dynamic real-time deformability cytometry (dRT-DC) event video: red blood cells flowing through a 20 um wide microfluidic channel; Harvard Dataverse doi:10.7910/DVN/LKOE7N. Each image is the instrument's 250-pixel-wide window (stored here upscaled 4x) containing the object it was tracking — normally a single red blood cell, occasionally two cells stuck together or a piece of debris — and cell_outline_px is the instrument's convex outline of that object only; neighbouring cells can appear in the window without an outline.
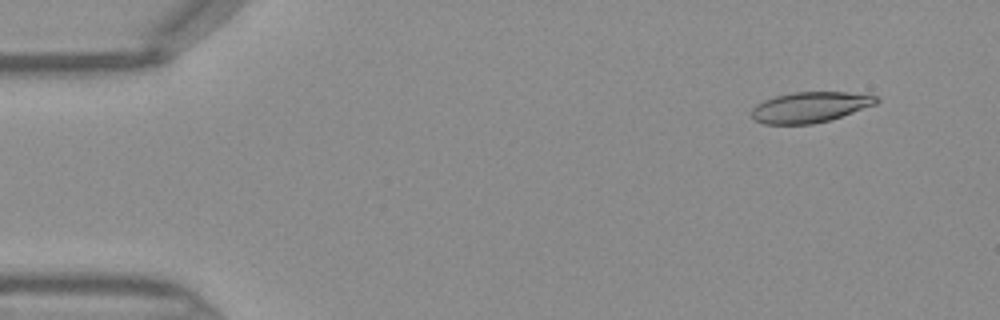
{"species": "Egyptian fruit bat (a non-hibernating species)", "species_latin": "Rousettus aegyptiacus", "temperature_condition": "warm", "stored_images_in_passage": 46, "camera_frame_rate_fps": 3000, "um_per_image_px": 0.085, "frame": {"image": 1, "passage_image": 4, "time_ms": 1.0, "image_size_px": [1000, 320], "cell_outline_px": [[880, 100], [876, 104], [828, 120], [812, 124], [764, 124], [756, 120], [752, 116], [752, 108], [756, 104], [764, 100], [776, 96], [792, 92], [848, 92], [880, 96]], "centroid_in_image_um": [68.86, 9.1], "position_along_channel_um": 16.1, "area_um2": 22.08}}
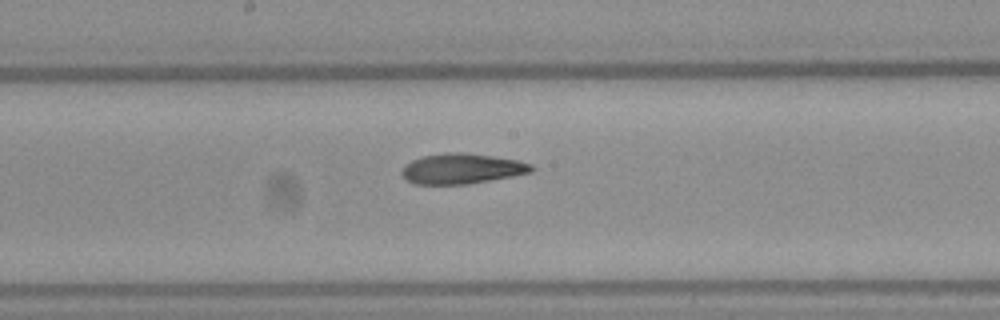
{"frame": {"image": 2, "passage_image": 24, "time_ms": 7.667, "image_size_px": [1000, 320], "cell_outline_px": [[536, 168], [532, 172], [512, 176], [464, 184], [412, 184], [400, 172], [412, 160], [424, 156], [448, 152], [460, 152], [492, 156], [516, 160], [532, 164]], "centroid_in_image_um": [39.28, 14.33], "position_along_channel_um": 208.9, "area_um2": 22.54}}
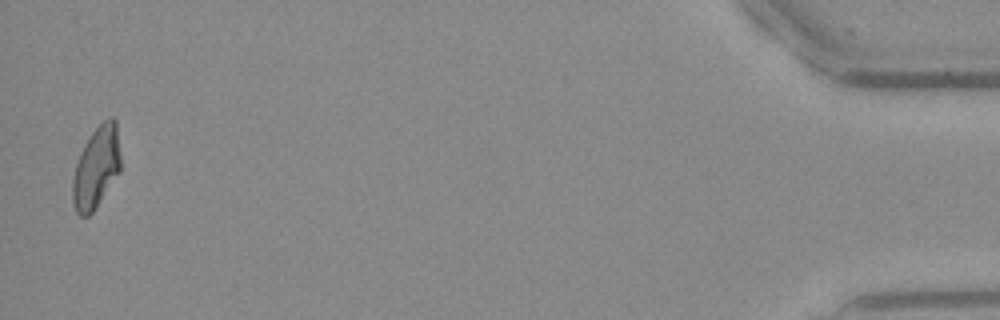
{"frame": {"image": 3, "passage_image": 45, "time_ms": 14.667, "image_size_px": [1000, 320], "cell_outline_px": [[120, 172], [92, 212], [88, 216], [80, 216], [76, 212], [72, 200], [72, 180], [76, 164], [84, 144], [92, 132], [108, 116], [112, 116], [116, 120], [120, 156]], "centroid_in_image_um": [8.18, 14.22], "position_along_channel_um": 427.0, "area_um2": 22.72}}